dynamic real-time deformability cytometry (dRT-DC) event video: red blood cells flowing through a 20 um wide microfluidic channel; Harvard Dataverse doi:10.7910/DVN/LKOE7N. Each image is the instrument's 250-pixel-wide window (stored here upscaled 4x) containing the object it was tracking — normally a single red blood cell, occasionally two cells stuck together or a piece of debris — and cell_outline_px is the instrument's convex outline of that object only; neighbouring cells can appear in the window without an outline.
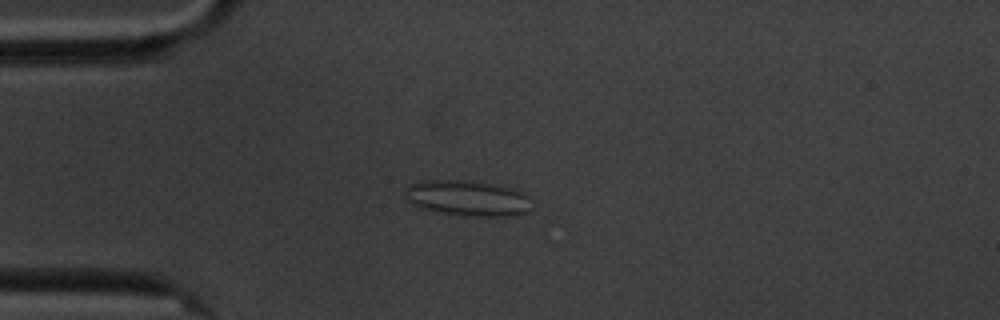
{"species": "common noctule bat (a hibernating species)", "species_latin": "Nyctalus noctula", "temperature_condition": "cold", "stored_images_in_passage": 14, "camera_frame_rate_fps": 3000, "um_per_image_px": 0.085, "animal": {"sex": "male", "body_mass_g": 20.1, "forearm_length_mm": 53.5}, "frame": {"image": 1, "passage_image": 3, "time_ms": 3.333, "image_size_px": [1000, 320], "cell_outline_px": [[532, 208], [528, 212], [520, 216], [464, 216], [440, 212], [420, 208], [412, 204], [408, 200], [404, 192], [408, 184], [420, 180], [464, 180], [512, 188], [528, 196]], "centroid_in_image_um": [39.73, 16.86], "position_along_channel_um": 45.3, "area_um2": 26.41}}
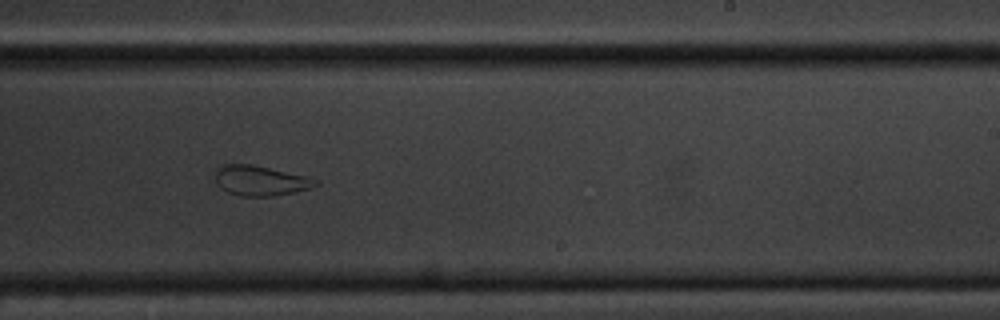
{"frame": {"image": 2, "passage_image": 9, "time_ms": 10.333, "image_size_px": [1000, 320], "cell_outline_px": [[320, 184], [312, 188], [272, 196], [240, 196], [228, 192], [220, 188], [216, 184], [216, 168], [224, 164], [252, 164], [308, 176], [320, 180]], "centroid_in_image_um": [22.16, 15.35], "position_along_channel_um": 266.8, "area_um2": 17.74}}
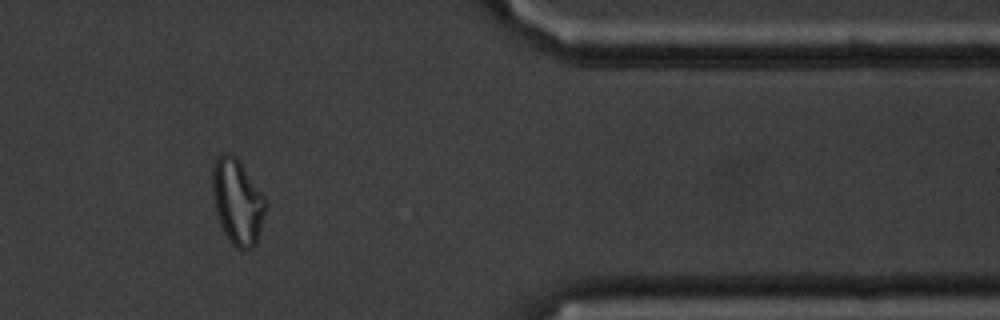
{"frame": {"image": 3, "passage_image": 12, "time_ms": 14.667, "image_size_px": [1000, 320], "cell_outline_px": [[268, 204], [256, 244], [252, 248], [236, 248], [228, 240], [220, 224], [216, 212], [212, 192], [212, 168], [216, 160], [224, 152], [228, 152], [236, 156], [268, 200]], "centroid_in_image_um": [20.2, 17.13], "position_along_channel_um": 391.2, "area_um2": 26.65}}